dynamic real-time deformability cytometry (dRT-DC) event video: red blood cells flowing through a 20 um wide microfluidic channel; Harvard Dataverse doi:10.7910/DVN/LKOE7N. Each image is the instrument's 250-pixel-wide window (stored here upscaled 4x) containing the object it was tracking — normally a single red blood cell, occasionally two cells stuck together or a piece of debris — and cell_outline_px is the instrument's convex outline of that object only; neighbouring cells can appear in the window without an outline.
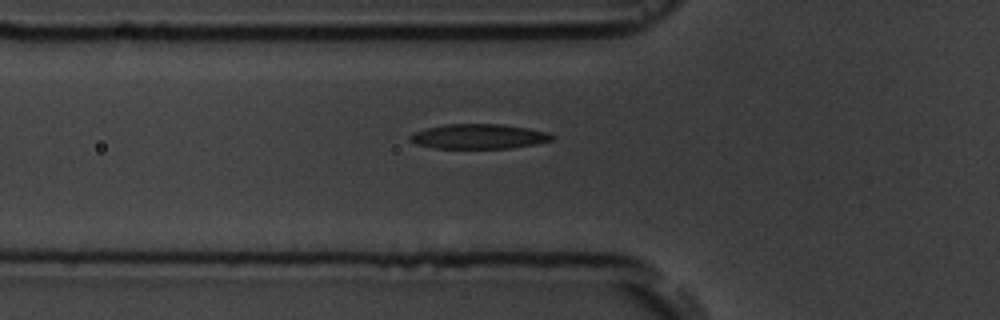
{"species": "common noctule bat (a hibernating species)", "species_latin": "Nyctalus noctula", "temperature_condition": "room temperature", "stored_images_in_passage": 2, "camera_frame_rate_fps": 3000, "um_per_image_px": 0.085, "animal": {"sex": "male", "body_mass_g": 19.5, "forearm_length_mm": 54.6}, "frame": {"image": 1, "passage_image": 2, "time_ms": 2.0, "image_size_px": [1000, 320], "cell_outline_px": [[556, 136], [552, 140], [536, 144], [512, 148], [432, 148], [416, 144], [408, 140], [408, 136], [412, 132], [428, 128], [448, 124], [504, 124], [528, 128], [548, 132]], "centroid_in_image_um": [40.69, 11.6], "position_along_channel_um": 85.1, "area_um2": 20.69}}